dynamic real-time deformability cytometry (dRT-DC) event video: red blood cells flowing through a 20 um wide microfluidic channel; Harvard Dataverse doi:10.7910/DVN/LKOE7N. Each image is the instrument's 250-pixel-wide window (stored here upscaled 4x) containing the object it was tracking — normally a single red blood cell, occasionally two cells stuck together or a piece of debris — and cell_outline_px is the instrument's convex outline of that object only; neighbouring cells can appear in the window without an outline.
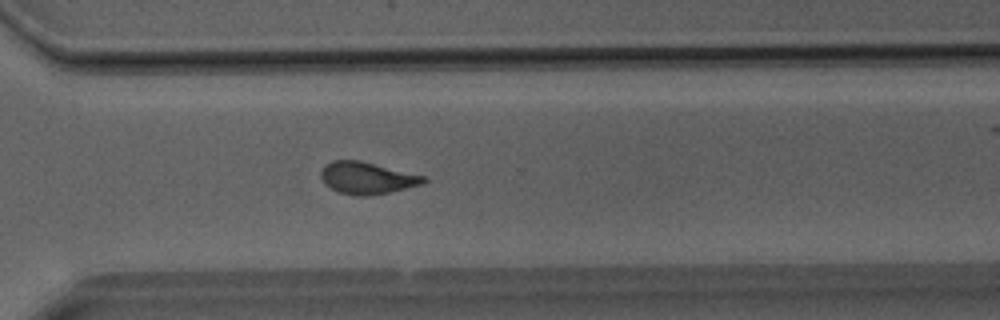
{"species": "Egyptian fruit bat (a non-hibernating species)", "species_latin": "Rousettus aegyptiacus", "temperature_condition": "room temperature", "stored_images_in_passage": 33, "camera_frame_rate_fps": 3000, "um_per_image_px": 0.085, "animal": {"sex": "male"}, "frame": {"image": 1, "passage_image": 29, "time_ms": 9.333, "image_size_px": [1000, 320], "cell_outline_px": [[428, 180], [424, 184], [388, 192], [368, 196], [356, 196], [336, 192], [324, 184], [320, 176], [320, 172], [324, 164], [332, 160], [360, 160], [424, 176]], "centroid_in_image_um": [31.14, 15.13], "position_along_channel_um": 339.5, "area_um2": 19.31}}